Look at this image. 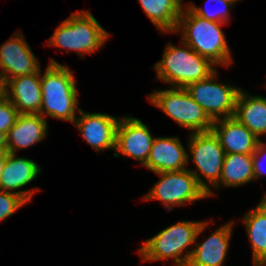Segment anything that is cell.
I'll return each mask as SVG.
<instances>
[{"instance_id":"7","label":"cell","mask_w":266,"mask_h":266,"mask_svg":"<svg viewBox=\"0 0 266 266\" xmlns=\"http://www.w3.org/2000/svg\"><path fill=\"white\" fill-rule=\"evenodd\" d=\"M147 97L151 104L192 133L212 130L214 121L185 88L170 86V89L155 90Z\"/></svg>"},{"instance_id":"26","label":"cell","mask_w":266,"mask_h":266,"mask_svg":"<svg viewBox=\"0 0 266 266\" xmlns=\"http://www.w3.org/2000/svg\"><path fill=\"white\" fill-rule=\"evenodd\" d=\"M266 156V143L262 140L256 146L255 152L253 153V173L254 180L259 179L266 173L265 167L263 168L262 161ZM266 158V157H265Z\"/></svg>"},{"instance_id":"29","label":"cell","mask_w":266,"mask_h":266,"mask_svg":"<svg viewBox=\"0 0 266 266\" xmlns=\"http://www.w3.org/2000/svg\"><path fill=\"white\" fill-rule=\"evenodd\" d=\"M8 151H0V178L7 158Z\"/></svg>"},{"instance_id":"27","label":"cell","mask_w":266,"mask_h":266,"mask_svg":"<svg viewBox=\"0 0 266 266\" xmlns=\"http://www.w3.org/2000/svg\"><path fill=\"white\" fill-rule=\"evenodd\" d=\"M6 98V82L5 79L0 75V102Z\"/></svg>"},{"instance_id":"31","label":"cell","mask_w":266,"mask_h":266,"mask_svg":"<svg viewBox=\"0 0 266 266\" xmlns=\"http://www.w3.org/2000/svg\"><path fill=\"white\" fill-rule=\"evenodd\" d=\"M265 201H266V192H265V194H264V197H262Z\"/></svg>"},{"instance_id":"20","label":"cell","mask_w":266,"mask_h":266,"mask_svg":"<svg viewBox=\"0 0 266 266\" xmlns=\"http://www.w3.org/2000/svg\"><path fill=\"white\" fill-rule=\"evenodd\" d=\"M246 225V233L251 242L254 266H266V201L245 213L242 220Z\"/></svg>"},{"instance_id":"24","label":"cell","mask_w":266,"mask_h":266,"mask_svg":"<svg viewBox=\"0 0 266 266\" xmlns=\"http://www.w3.org/2000/svg\"><path fill=\"white\" fill-rule=\"evenodd\" d=\"M26 204L28 203L18 194L0 190V222Z\"/></svg>"},{"instance_id":"10","label":"cell","mask_w":266,"mask_h":266,"mask_svg":"<svg viewBox=\"0 0 266 266\" xmlns=\"http://www.w3.org/2000/svg\"><path fill=\"white\" fill-rule=\"evenodd\" d=\"M155 137L146 124L134 117H120L116 128L114 157L119 153L145 166Z\"/></svg>"},{"instance_id":"5","label":"cell","mask_w":266,"mask_h":266,"mask_svg":"<svg viewBox=\"0 0 266 266\" xmlns=\"http://www.w3.org/2000/svg\"><path fill=\"white\" fill-rule=\"evenodd\" d=\"M107 32L89 11L73 12L62 21L47 41L49 46L76 51L82 58L83 54L91 55L98 51L108 40Z\"/></svg>"},{"instance_id":"17","label":"cell","mask_w":266,"mask_h":266,"mask_svg":"<svg viewBox=\"0 0 266 266\" xmlns=\"http://www.w3.org/2000/svg\"><path fill=\"white\" fill-rule=\"evenodd\" d=\"M234 220L216 229L204 242L195 241L187 266H223L229 251Z\"/></svg>"},{"instance_id":"19","label":"cell","mask_w":266,"mask_h":266,"mask_svg":"<svg viewBox=\"0 0 266 266\" xmlns=\"http://www.w3.org/2000/svg\"><path fill=\"white\" fill-rule=\"evenodd\" d=\"M246 126L257 138L266 135V98L249 95L243 89L236 99L234 116Z\"/></svg>"},{"instance_id":"25","label":"cell","mask_w":266,"mask_h":266,"mask_svg":"<svg viewBox=\"0 0 266 266\" xmlns=\"http://www.w3.org/2000/svg\"><path fill=\"white\" fill-rule=\"evenodd\" d=\"M19 113L12 102L6 97L0 102V131L6 135L14 126Z\"/></svg>"},{"instance_id":"2","label":"cell","mask_w":266,"mask_h":266,"mask_svg":"<svg viewBox=\"0 0 266 266\" xmlns=\"http://www.w3.org/2000/svg\"><path fill=\"white\" fill-rule=\"evenodd\" d=\"M210 221H180L161 230L146 240L137 250L143 261L173 259L176 266H187L191 252L185 250L194 247V243L209 225ZM184 254V255H183Z\"/></svg>"},{"instance_id":"13","label":"cell","mask_w":266,"mask_h":266,"mask_svg":"<svg viewBox=\"0 0 266 266\" xmlns=\"http://www.w3.org/2000/svg\"><path fill=\"white\" fill-rule=\"evenodd\" d=\"M41 171L42 168L35 161L8 153L0 178V190L18 194L29 203L34 193H37V187L32 190H16L22 189L36 179Z\"/></svg>"},{"instance_id":"12","label":"cell","mask_w":266,"mask_h":266,"mask_svg":"<svg viewBox=\"0 0 266 266\" xmlns=\"http://www.w3.org/2000/svg\"><path fill=\"white\" fill-rule=\"evenodd\" d=\"M78 113L73 124L84 140L98 153L107 149L115 150L119 119L109 114L84 112L82 109Z\"/></svg>"},{"instance_id":"9","label":"cell","mask_w":266,"mask_h":266,"mask_svg":"<svg viewBox=\"0 0 266 266\" xmlns=\"http://www.w3.org/2000/svg\"><path fill=\"white\" fill-rule=\"evenodd\" d=\"M188 148L197 171L214 187L220 179L225 152L214 132H196L189 135Z\"/></svg>"},{"instance_id":"18","label":"cell","mask_w":266,"mask_h":266,"mask_svg":"<svg viewBox=\"0 0 266 266\" xmlns=\"http://www.w3.org/2000/svg\"><path fill=\"white\" fill-rule=\"evenodd\" d=\"M40 114H19L14 126L7 133V151L16 154L17 150L30 147L47 135L48 123Z\"/></svg>"},{"instance_id":"14","label":"cell","mask_w":266,"mask_h":266,"mask_svg":"<svg viewBox=\"0 0 266 266\" xmlns=\"http://www.w3.org/2000/svg\"><path fill=\"white\" fill-rule=\"evenodd\" d=\"M188 154L179 138L155 137L145 167L154 173L187 169Z\"/></svg>"},{"instance_id":"1","label":"cell","mask_w":266,"mask_h":266,"mask_svg":"<svg viewBox=\"0 0 266 266\" xmlns=\"http://www.w3.org/2000/svg\"><path fill=\"white\" fill-rule=\"evenodd\" d=\"M75 77L67 66L50 58L41 75L42 104L40 115L46 119L66 120L74 123L76 111H80ZM79 107V108H78Z\"/></svg>"},{"instance_id":"23","label":"cell","mask_w":266,"mask_h":266,"mask_svg":"<svg viewBox=\"0 0 266 266\" xmlns=\"http://www.w3.org/2000/svg\"><path fill=\"white\" fill-rule=\"evenodd\" d=\"M207 2L205 3L206 7L200 8L197 7L196 5L192 4V3H188L186 6L196 15L207 19L209 21H213V22H221V23H225L227 24L228 18L230 17V6L231 9L232 7H234V4L230 1L227 0H206ZM213 3V4H219V6L221 8L216 9V7L214 8H207V3ZM216 9V10H215Z\"/></svg>"},{"instance_id":"21","label":"cell","mask_w":266,"mask_h":266,"mask_svg":"<svg viewBox=\"0 0 266 266\" xmlns=\"http://www.w3.org/2000/svg\"><path fill=\"white\" fill-rule=\"evenodd\" d=\"M144 13L159 32L174 33L180 19L182 0H138Z\"/></svg>"},{"instance_id":"15","label":"cell","mask_w":266,"mask_h":266,"mask_svg":"<svg viewBox=\"0 0 266 266\" xmlns=\"http://www.w3.org/2000/svg\"><path fill=\"white\" fill-rule=\"evenodd\" d=\"M6 97L19 114H39L42 104L41 69L37 73L9 79Z\"/></svg>"},{"instance_id":"28","label":"cell","mask_w":266,"mask_h":266,"mask_svg":"<svg viewBox=\"0 0 266 266\" xmlns=\"http://www.w3.org/2000/svg\"><path fill=\"white\" fill-rule=\"evenodd\" d=\"M0 151H7V135L0 131Z\"/></svg>"},{"instance_id":"30","label":"cell","mask_w":266,"mask_h":266,"mask_svg":"<svg viewBox=\"0 0 266 266\" xmlns=\"http://www.w3.org/2000/svg\"><path fill=\"white\" fill-rule=\"evenodd\" d=\"M227 1H230V2H232L233 4H235L237 1H239V0H227Z\"/></svg>"},{"instance_id":"22","label":"cell","mask_w":266,"mask_h":266,"mask_svg":"<svg viewBox=\"0 0 266 266\" xmlns=\"http://www.w3.org/2000/svg\"><path fill=\"white\" fill-rule=\"evenodd\" d=\"M254 180L253 154H226L219 182L214 188L238 187Z\"/></svg>"},{"instance_id":"11","label":"cell","mask_w":266,"mask_h":266,"mask_svg":"<svg viewBox=\"0 0 266 266\" xmlns=\"http://www.w3.org/2000/svg\"><path fill=\"white\" fill-rule=\"evenodd\" d=\"M21 32L0 46V75L7 82L22 75L37 73L41 67Z\"/></svg>"},{"instance_id":"3","label":"cell","mask_w":266,"mask_h":266,"mask_svg":"<svg viewBox=\"0 0 266 266\" xmlns=\"http://www.w3.org/2000/svg\"><path fill=\"white\" fill-rule=\"evenodd\" d=\"M223 24L204 19L186 6L182 9L174 33L181 31V41L188 44L199 55L208 58L216 66L228 67L233 59L226 36L221 30Z\"/></svg>"},{"instance_id":"4","label":"cell","mask_w":266,"mask_h":266,"mask_svg":"<svg viewBox=\"0 0 266 266\" xmlns=\"http://www.w3.org/2000/svg\"><path fill=\"white\" fill-rule=\"evenodd\" d=\"M181 45L176 47L168 43L162 59L154 65L156 78L176 88H186L191 83L206 79L216 70V65L208 58L199 55L183 41Z\"/></svg>"},{"instance_id":"8","label":"cell","mask_w":266,"mask_h":266,"mask_svg":"<svg viewBox=\"0 0 266 266\" xmlns=\"http://www.w3.org/2000/svg\"><path fill=\"white\" fill-rule=\"evenodd\" d=\"M217 75L215 70L206 79L191 83L185 88L213 121L234 116L236 99L241 90L240 87L216 81Z\"/></svg>"},{"instance_id":"6","label":"cell","mask_w":266,"mask_h":266,"mask_svg":"<svg viewBox=\"0 0 266 266\" xmlns=\"http://www.w3.org/2000/svg\"><path fill=\"white\" fill-rule=\"evenodd\" d=\"M157 183L143 196V201L159 200L168 211L212 196L214 193L207 182L195 170L184 169L173 172L156 173Z\"/></svg>"},{"instance_id":"16","label":"cell","mask_w":266,"mask_h":266,"mask_svg":"<svg viewBox=\"0 0 266 266\" xmlns=\"http://www.w3.org/2000/svg\"><path fill=\"white\" fill-rule=\"evenodd\" d=\"M212 131L225 154H253L260 140L235 117L217 119Z\"/></svg>"}]
</instances>
